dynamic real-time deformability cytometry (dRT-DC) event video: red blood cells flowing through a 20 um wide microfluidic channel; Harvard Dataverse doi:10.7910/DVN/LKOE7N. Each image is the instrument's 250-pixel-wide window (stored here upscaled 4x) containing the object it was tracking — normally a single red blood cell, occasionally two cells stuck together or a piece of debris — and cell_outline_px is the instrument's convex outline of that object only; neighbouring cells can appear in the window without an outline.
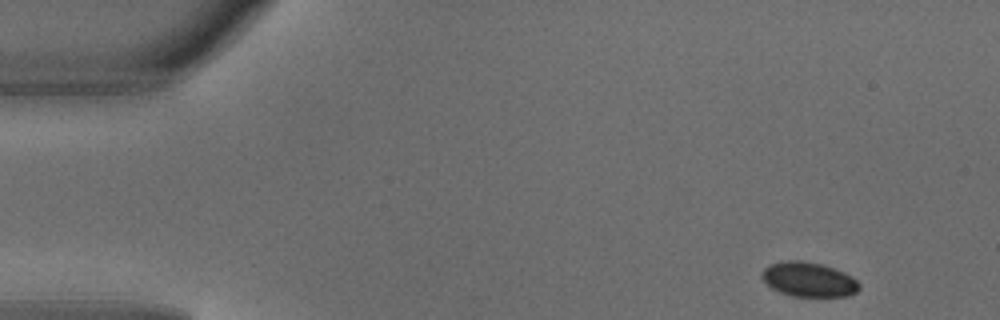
{"species": "common noctule bat (a hibernating species)", "species_latin": "Nyctalus noctula", "temperature_condition": "warm", "stored_images_in_passage": 5, "camera_frame_rate_fps": 3000, "um_per_image_px": 0.085, "animal": {"sex": "male", "body_mass_g": 18.8}, "frame": {"image": 1, "passage_image": 1, "time_ms": 0.0, "image_size_px": [1000, 320], "cell_outline_px": [[860, 288], [856, 292], [848, 296], [792, 296], [780, 292], [772, 288], [760, 276], [764, 268], [772, 264], [784, 260], [800, 260], [820, 264], [844, 272], [852, 276], [860, 284]], "centroid_in_image_um": [68.75, 23.75], "position_along_channel_um": 16.3, "area_um2": 19.48}}
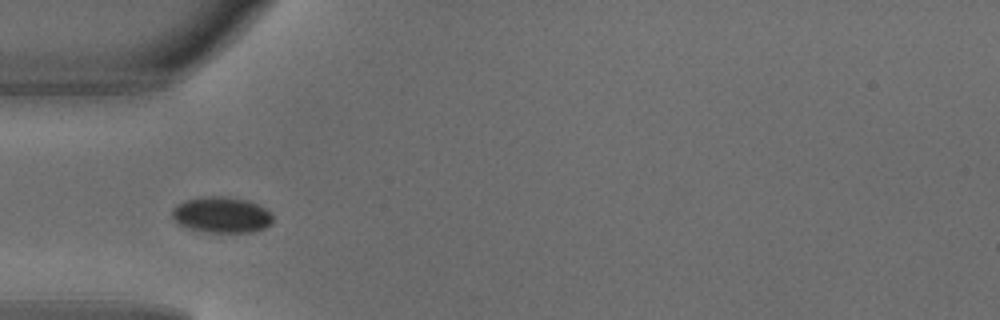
{"frame": {"image": 2, "passage_image": 4, "time_ms": 1.0, "image_size_px": [1000, 320], "cell_outline_px": [[272, 224], [264, 228], [252, 232], [208, 232], [192, 228], [180, 224], [172, 216], [172, 208], [176, 204], [184, 200], [204, 196], [224, 196], [248, 200], [272, 212]], "centroid_in_image_um": [18.85, 18.24], "position_along_channel_um": 66.1, "area_um2": 21.04}}
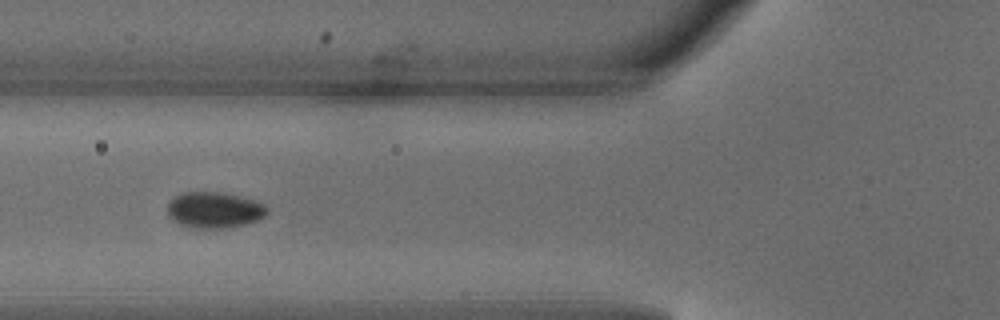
{"frame": {"image": 3, "passage_image": 5, "time_ms": 1.333, "image_size_px": [1000, 320], "cell_outline_px": [[268, 212], [264, 216], [256, 220], [244, 224], [224, 228], [188, 228], [172, 220], [168, 216], [168, 204], [176, 196], [184, 192], [220, 192], [256, 200], [264, 204], [268, 208]], "centroid_in_image_um": [18.21, 17.85], "position_along_channel_um": 107.6, "area_um2": 20.87}}